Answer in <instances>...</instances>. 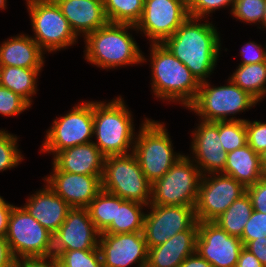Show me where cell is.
Returning a JSON list of instances; mask_svg holds the SVG:
<instances>
[{
	"label": "cell",
	"mask_w": 266,
	"mask_h": 267,
	"mask_svg": "<svg viewBox=\"0 0 266 267\" xmlns=\"http://www.w3.org/2000/svg\"><path fill=\"white\" fill-rule=\"evenodd\" d=\"M246 193L251 199L253 210L266 213V176L246 187Z\"/></svg>",
	"instance_id": "40"
},
{
	"label": "cell",
	"mask_w": 266,
	"mask_h": 267,
	"mask_svg": "<svg viewBox=\"0 0 266 267\" xmlns=\"http://www.w3.org/2000/svg\"><path fill=\"white\" fill-rule=\"evenodd\" d=\"M253 212L252 202L247 193L236 199L225 212L213 222L229 235L242 237L244 227Z\"/></svg>",
	"instance_id": "29"
},
{
	"label": "cell",
	"mask_w": 266,
	"mask_h": 267,
	"mask_svg": "<svg viewBox=\"0 0 266 267\" xmlns=\"http://www.w3.org/2000/svg\"><path fill=\"white\" fill-rule=\"evenodd\" d=\"M261 167L266 176V150L261 154Z\"/></svg>",
	"instance_id": "48"
},
{
	"label": "cell",
	"mask_w": 266,
	"mask_h": 267,
	"mask_svg": "<svg viewBox=\"0 0 266 267\" xmlns=\"http://www.w3.org/2000/svg\"><path fill=\"white\" fill-rule=\"evenodd\" d=\"M0 65L20 68H43L46 54L28 34H18L1 42Z\"/></svg>",
	"instance_id": "24"
},
{
	"label": "cell",
	"mask_w": 266,
	"mask_h": 267,
	"mask_svg": "<svg viewBox=\"0 0 266 267\" xmlns=\"http://www.w3.org/2000/svg\"><path fill=\"white\" fill-rule=\"evenodd\" d=\"M236 267H264L259 259L248 249L243 247L239 255Z\"/></svg>",
	"instance_id": "46"
},
{
	"label": "cell",
	"mask_w": 266,
	"mask_h": 267,
	"mask_svg": "<svg viewBox=\"0 0 266 267\" xmlns=\"http://www.w3.org/2000/svg\"><path fill=\"white\" fill-rule=\"evenodd\" d=\"M242 60L239 65L255 64L266 62L265 47L262 44H257L255 41H249L241 47L240 51Z\"/></svg>",
	"instance_id": "41"
},
{
	"label": "cell",
	"mask_w": 266,
	"mask_h": 267,
	"mask_svg": "<svg viewBox=\"0 0 266 267\" xmlns=\"http://www.w3.org/2000/svg\"><path fill=\"white\" fill-rule=\"evenodd\" d=\"M18 142L16 135L0 129V172L15 168L24 160Z\"/></svg>",
	"instance_id": "34"
},
{
	"label": "cell",
	"mask_w": 266,
	"mask_h": 267,
	"mask_svg": "<svg viewBox=\"0 0 266 267\" xmlns=\"http://www.w3.org/2000/svg\"><path fill=\"white\" fill-rule=\"evenodd\" d=\"M259 29L261 30H266V6H265V12H264V17H263V20H262V23H261V26L259 27Z\"/></svg>",
	"instance_id": "49"
},
{
	"label": "cell",
	"mask_w": 266,
	"mask_h": 267,
	"mask_svg": "<svg viewBox=\"0 0 266 267\" xmlns=\"http://www.w3.org/2000/svg\"><path fill=\"white\" fill-rule=\"evenodd\" d=\"M59 267H103L99 250H69L62 251L57 257Z\"/></svg>",
	"instance_id": "33"
},
{
	"label": "cell",
	"mask_w": 266,
	"mask_h": 267,
	"mask_svg": "<svg viewBox=\"0 0 266 267\" xmlns=\"http://www.w3.org/2000/svg\"><path fill=\"white\" fill-rule=\"evenodd\" d=\"M264 237H266V213L253 210L240 238L242 244L245 247L250 241Z\"/></svg>",
	"instance_id": "38"
},
{
	"label": "cell",
	"mask_w": 266,
	"mask_h": 267,
	"mask_svg": "<svg viewBox=\"0 0 266 267\" xmlns=\"http://www.w3.org/2000/svg\"><path fill=\"white\" fill-rule=\"evenodd\" d=\"M143 235L148 249L165 243L185 230H198L195 207L177 205H148Z\"/></svg>",
	"instance_id": "13"
},
{
	"label": "cell",
	"mask_w": 266,
	"mask_h": 267,
	"mask_svg": "<svg viewBox=\"0 0 266 267\" xmlns=\"http://www.w3.org/2000/svg\"><path fill=\"white\" fill-rule=\"evenodd\" d=\"M221 173L233 177L245 187L255 184L265 176L261 167V155L248 144L227 153L226 164Z\"/></svg>",
	"instance_id": "25"
},
{
	"label": "cell",
	"mask_w": 266,
	"mask_h": 267,
	"mask_svg": "<svg viewBox=\"0 0 266 267\" xmlns=\"http://www.w3.org/2000/svg\"><path fill=\"white\" fill-rule=\"evenodd\" d=\"M254 254L264 267H266V237L250 241L246 246Z\"/></svg>",
	"instance_id": "44"
},
{
	"label": "cell",
	"mask_w": 266,
	"mask_h": 267,
	"mask_svg": "<svg viewBox=\"0 0 266 267\" xmlns=\"http://www.w3.org/2000/svg\"><path fill=\"white\" fill-rule=\"evenodd\" d=\"M144 207L148 206L124 200L116 195V221H113L102 233L142 232L146 214Z\"/></svg>",
	"instance_id": "27"
},
{
	"label": "cell",
	"mask_w": 266,
	"mask_h": 267,
	"mask_svg": "<svg viewBox=\"0 0 266 267\" xmlns=\"http://www.w3.org/2000/svg\"><path fill=\"white\" fill-rule=\"evenodd\" d=\"M210 83L208 80L200 83L197 96L188 107V110L199 116V120L245 121L246 119L236 118L234 115L246 112L258 104L255 98L243 91L230 78L227 79V85L214 86Z\"/></svg>",
	"instance_id": "6"
},
{
	"label": "cell",
	"mask_w": 266,
	"mask_h": 267,
	"mask_svg": "<svg viewBox=\"0 0 266 267\" xmlns=\"http://www.w3.org/2000/svg\"><path fill=\"white\" fill-rule=\"evenodd\" d=\"M15 258L5 237H0V267H12Z\"/></svg>",
	"instance_id": "45"
},
{
	"label": "cell",
	"mask_w": 266,
	"mask_h": 267,
	"mask_svg": "<svg viewBox=\"0 0 266 267\" xmlns=\"http://www.w3.org/2000/svg\"><path fill=\"white\" fill-rule=\"evenodd\" d=\"M219 137L224 152H231L247 144L245 121H219Z\"/></svg>",
	"instance_id": "32"
},
{
	"label": "cell",
	"mask_w": 266,
	"mask_h": 267,
	"mask_svg": "<svg viewBox=\"0 0 266 267\" xmlns=\"http://www.w3.org/2000/svg\"><path fill=\"white\" fill-rule=\"evenodd\" d=\"M100 232L90 219L87 208H71L63 224L53 235V256L62 251L93 250L99 245Z\"/></svg>",
	"instance_id": "17"
},
{
	"label": "cell",
	"mask_w": 266,
	"mask_h": 267,
	"mask_svg": "<svg viewBox=\"0 0 266 267\" xmlns=\"http://www.w3.org/2000/svg\"><path fill=\"white\" fill-rule=\"evenodd\" d=\"M132 30L137 32L135 25L108 22L84 37L83 58L90 64L107 70L147 62L130 33Z\"/></svg>",
	"instance_id": "2"
},
{
	"label": "cell",
	"mask_w": 266,
	"mask_h": 267,
	"mask_svg": "<svg viewBox=\"0 0 266 267\" xmlns=\"http://www.w3.org/2000/svg\"><path fill=\"white\" fill-rule=\"evenodd\" d=\"M14 258L53 256V234L22 206H14L5 236Z\"/></svg>",
	"instance_id": "11"
},
{
	"label": "cell",
	"mask_w": 266,
	"mask_h": 267,
	"mask_svg": "<svg viewBox=\"0 0 266 267\" xmlns=\"http://www.w3.org/2000/svg\"><path fill=\"white\" fill-rule=\"evenodd\" d=\"M87 209L96 229L102 233L113 221H116V195L102 189Z\"/></svg>",
	"instance_id": "31"
},
{
	"label": "cell",
	"mask_w": 266,
	"mask_h": 267,
	"mask_svg": "<svg viewBox=\"0 0 266 267\" xmlns=\"http://www.w3.org/2000/svg\"><path fill=\"white\" fill-rule=\"evenodd\" d=\"M149 55L155 98L179 103L187 109L197 96L200 82L163 44H150Z\"/></svg>",
	"instance_id": "3"
},
{
	"label": "cell",
	"mask_w": 266,
	"mask_h": 267,
	"mask_svg": "<svg viewBox=\"0 0 266 267\" xmlns=\"http://www.w3.org/2000/svg\"><path fill=\"white\" fill-rule=\"evenodd\" d=\"M188 17L187 4L181 0H145L137 33L144 34L150 44H162Z\"/></svg>",
	"instance_id": "14"
},
{
	"label": "cell",
	"mask_w": 266,
	"mask_h": 267,
	"mask_svg": "<svg viewBox=\"0 0 266 267\" xmlns=\"http://www.w3.org/2000/svg\"><path fill=\"white\" fill-rule=\"evenodd\" d=\"M179 267H213L207 260L201 257L197 252L188 256Z\"/></svg>",
	"instance_id": "47"
},
{
	"label": "cell",
	"mask_w": 266,
	"mask_h": 267,
	"mask_svg": "<svg viewBox=\"0 0 266 267\" xmlns=\"http://www.w3.org/2000/svg\"><path fill=\"white\" fill-rule=\"evenodd\" d=\"M202 174L187 155H182L162 178L152 183L149 205L195 207Z\"/></svg>",
	"instance_id": "9"
},
{
	"label": "cell",
	"mask_w": 266,
	"mask_h": 267,
	"mask_svg": "<svg viewBox=\"0 0 266 267\" xmlns=\"http://www.w3.org/2000/svg\"><path fill=\"white\" fill-rule=\"evenodd\" d=\"M247 144L259 155L266 150V122L245 120Z\"/></svg>",
	"instance_id": "39"
},
{
	"label": "cell",
	"mask_w": 266,
	"mask_h": 267,
	"mask_svg": "<svg viewBox=\"0 0 266 267\" xmlns=\"http://www.w3.org/2000/svg\"><path fill=\"white\" fill-rule=\"evenodd\" d=\"M181 1H183L186 4H188L190 0H181Z\"/></svg>",
	"instance_id": "51"
},
{
	"label": "cell",
	"mask_w": 266,
	"mask_h": 267,
	"mask_svg": "<svg viewBox=\"0 0 266 267\" xmlns=\"http://www.w3.org/2000/svg\"><path fill=\"white\" fill-rule=\"evenodd\" d=\"M7 0H0V10H5L7 7Z\"/></svg>",
	"instance_id": "50"
},
{
	"label": "cell",
	"mask_w": 266,
	"mask_h": 267,
	"mask_svg": "<svg viewBox=\"0 0 266 267\" xmlns=\"http://www.w3.org/2000/svg\"><path fill=\"white\" fill-rule=\"evenodd\" d=\"M233 4L234 0H190L187 9L191 17L208 19L210 13L218 9L231 7L232 10Z\"/></svg>",
	"instance_id": "37"
},
{
	"label": "cell",
	"mask_w": 266,
	"mask_h": 267,
	"mask_svg": "<svg viewBox=\"0 0 266 267\" xmlns=\"http://www.w3.org/2000/svg\"><path fill=\"white\" fill-rule=\"evenodd\" d=\"M17 267H59L54 256L48 257H20L15 259Z\"/></svg>",
	"instance_id": "42"
},
{
	"label": "cell",
	"mask_w": 266,
	"mask_h": 267,
	"mask_svg": "<svg viewBox=\"0 0 266 267\" xmlns=\"http://www.w3.org/2000/svg\"><path fill=\"white\" fill-rule=\"evenodd\" d=\"M145 0H103L108 22L135 25L140 21Z\"/></svg>",
	"instance_id": "30"
},
{
	"label": "cell",
	"mask_w": 266,
	"mask_h": 267,
	"mask_svg": "<svg viewBox=\"0 0 266 267\" xmlns=\"http://www.w3.org/2000/svg\"><path fill=\"white\" fill-rule=\"evenodd\" d=\"M31 105L18 94L0 85V114L3 116H18Z\"/></svg>",
	"instance_id": "36"
},
{
	"label": "cell",
	"mask_w": 266,
	"mask_h": 267,
	"mask_svg": "<svg viewBox=\"0 0 266 267\" xmlns=\"http://www.w3.org/2000/svg\"><path fill=\"white\" fill-rule=\"evenodd\" d=\"M140 125L132 153L146 178L153 183L162 178L184 153L174 151L164 122L145 117Z\"/></svg>",
	"instance_id": "5"
},
{
	"label": "cell",
	"mask_w": 266,
	"mask_h": 267,
	"mask_svg": "<svg viewBox=\"0 0 266 267\" xmlns=\"http://www.w3.org/2000/svg\"><path fill=\"white\" fill-rule=\"evenodd\" d=\"M229 77L258 102L266 97V62L238 65Z\"/></svg>",
	"instance_id": "28"
},
{
	"label": "cell",
	"mask_w": 266,
	"mask_h": 267,
	"mask_svg": "<svg viewBox=\"0 0 266 267\" xmlns=\"http://www.w3.org/2000/svg\"><path fill=\"white\" fill-rule=\"evenodd\" d=\"M93 101L85 100L65 115L53 120L47 129L40 153L53 157L64 149L93 142Z\"/></svg>",
	"instance_id": "10"
},
{
	"label": "cell",
	"mask_w": 266,
	"mask_h": 267,
	"mask_svg": "<svg viewBox=\"0 0 266 267\" xmlns=\"http://www.w3.org/2000/svg\"><path fill=\"white\" fill-rule=\"evenodd\" d=\"M52 170L42 179L71 208H87L102 190V176L63 172L54 164Z\"/></svg>",
	"instance_id": "19"
},
{
	"label": "cell",
	"mask_w": 266,
	"mask_h": 267,
	"mask_svg": "<svg viewBox=\"0 0 266 267\" xmlns=\"http://www.w3.org/2000/svg\"><path fill=\"white\" fill-rule=\"evenodd\" d=\"M22 207L53 235L63 224L71 209L47 184L30 195Z\"/></svg>",
	"instance_id": "20"
},
{
	"label": "cell",
	"mask_w": 266,
	"mask_h": 267,
	"mask_svg": "<svg viewBox=\"0 0 266 267\" xmlns=\"http://www.w3.org/2000/svg\"><path fill=\"white\" fill-rule=\"evenodd\" d=\"M198 126L191 131V155L202 176L211 173H221L224 170L227 152H224L219 137V121L208 122L200 120Z\"/></svg>",
	"instance_id": "18"
},
{
	"label": "cell",
	"mask_w": 266,
	"mask_h": 267,
	"mask_svg": "<svg viewBox=\"0 0 266 267\" xmlns=\"http://www.w3.org/2000/svg\"><path fill=\"white\" fill-rule=\"evenodd\" d=\"M246 187L222 173L203 175L199 184L195 215L198 222H213L243 194Z\"/></svg>",
	"instance_id": "12"
},
{
	"label": "cell",
	"mask_w": 266,
	"mask_h": 267,
	"mask_svg": "<svg viewBox=\"0 0 266 267\" xmlns=\"http://www.w3.org/2000/svg\"><path fill=\"white\" fill-rule=\"evenodd\" d=\"M244 245L214 222H198L196 252L213 267H236Z\"/></svg>",
	"instance_id": "15"
},
{
	"label": "cell",
	"mask_w": 266,
	"mask_h": 267,
	"mask_svg": "<svg viewBox=\"0 0 266 267\" xmlns=\"http://www.w3.org/2000/svg\"><path fill=\"white\" fill-rule=\"evenodd\" d=\"M25 1L34 33L31 37L45 53L61 51L78 42V36L54 0Z\"/></svg>",
	"instance_id": "8"
},
{
	"label": "cell",
	"mask_w": 266,
	"mask_h": 267,
	"mask_svg": "<svg viewBox=\"0 0 266 267\" xmlns=\"http://www.w3.org/2000/svg\"><path fill=\"white\" fill-rule=\"evenodd\" d=\"M42 69L1 66L0 85L10 89L32 105V97L37 94V81Z\"/></svg>",
	"instance_id": "26"
},
{
	"label": "cell",
	"mask_w": 266,
	"mask_h": 267,
	"mask_svg": "<svg viewBox=\"0 0 266 267\" xmlns=\"http://www.w3.org/2000/svg\"><path fill=\"white\" fill-rule=\"evenodd\" d=\"M106 156L93 143L81 144L59 151L54 164L60 171L102 176Z\"/></svg>",
	"instance_id": "22"
},
{
	"label": "cell",
	"mask_w": 266,
	"mask_h": 267,
	"mask_svg": "<svg viewBox=\"0 0 266 267\" xmlns=\"http://www.w3.org/2000/svg\"><path fill=\"white\" fill-rule=\"evenodd\" d=\"M54 1L60 7L62 14L77 36L85 37L108 23L103 0Z\"/></svg>",
	"instance_id": "21"
},
{
	"label": "cell",
	"mask_w": 266,
	"mask_h": 267,
	"mask_svg": "<svg viewBox=\"0 0 266 267\" xmlns=\"http://www.w3.org/2000/svg\"><path fill=\"white\" fill-rule=\"evenodd\" d=\"M266 0H234L230 14L233 15L238 21L247 23L249 25L258 23L261 26Z\"/></svg>",
	"instance_id": "35"
},
{
	"label": "cell",
	"mask_w": 266,
	"mask_h": 267,
	"mask_svg": "<svg viewBox=\"0 0 266 267\" xmlns=\"http://www.w3.org/2000/svg\"><path fill=\"white\" fill-rule=\"evenodd\" d=\"M101 182L103 190L124 200L150 204L152 183L133 153L107 156Z\"/></svg>",
	"instance_id": "7"
},
{
	"label": "cell",
	"mask_w": 266,
	"mask_h": 267,
	"mask_svg": "<svg viewBox=\"0 0 266 267\" xmlns=\"http://www.w3.org/2000/svg\"><path fill=\"white\" fill-rule=\"evenodd\" d=\"M99 250L103 267H137L147 265L148 247L143 232L100 233Z\"/></svg>",
	"instance_id": "16"
},
{
	"label": "cell",
	"mask_w": 266,
	"mask_h": 267,
	"mask_svg": "<svg viewBox=\"0 0 266 267\" xmlns=\"http://www.w3.org/2000/svg\"><path fill=\"white\" fill-rule=\"evenodd\" d=\"M198 230H185L175 234L165 243L148 249L149 267H179L196 252Z\"/></svg>",
	"instance_id": "23"
},
{
	"label": "cell",
	"mask_w": 266,
	"mask_h": 267,
	"mask_svg": "<svg viewBox=\"0 0 266 267\" xmlns=\"http://www.w3.org/2000/svg\"><path fill=\"white\" fill-rule=\"evenodd\" d=\"M203 18L189 16L162 44L201 83L209 81L220 57L221 37L217 26ZM201 21H203L201 23Z\"/></svg>",
	"instance_id": "1"
},
{
	"label": "cell",
	"mask_w": 266,
	"mask_h": 267,
	"mask_svg": "<svg viewBox=\"0 0 266 267\" xmlns=\"http://www.w3.org/2000/svg\"><path fill=\"white\" fill-rule=\"evenodd\" d=\"M122 96L108 101H93V143L107 157L132 153L134 118ZM107 102V103H106Z\"/></svg>",
	"instance_id": "4"
},
{
	"label": "cell",
	"mask_w": 266,
	"mask_h": 267,
	"mask_svg": "<svg viewBox=\"0 0 266 267\" xmlns=\"http://www.w3.org/2000/svg\"><path fill=\"white\" fill-rule=\"evenodd\" d=\"M14 206L0 196V237L6 236L9 217Z\"/></svg>",
	"instance_id": "43"
}]
</instances>
